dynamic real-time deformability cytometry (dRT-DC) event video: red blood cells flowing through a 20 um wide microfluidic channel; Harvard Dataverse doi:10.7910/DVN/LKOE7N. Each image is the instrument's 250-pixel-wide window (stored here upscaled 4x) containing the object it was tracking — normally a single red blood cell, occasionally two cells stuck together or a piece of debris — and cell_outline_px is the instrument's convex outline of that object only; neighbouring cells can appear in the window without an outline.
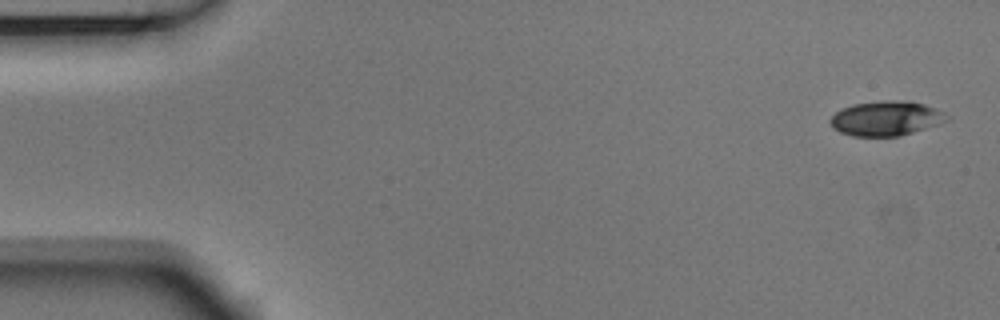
{"species": "Egyptian fruit bat (a non-hibernating species)", "species_latin": "Rousettus aegyptiacus", "temperature_condition": "room temperature", "stored_images_in_passage": 7, "camera_frame_rate_fps": 3000, "um_per_image_px": 0.085, "animal": {"sex": "male"}, "frame": {"image": 1, "passage_image": 1, "time_ms": 0.0, "image_size_px": [1000, 320], "cell_outline_px": [[952, 120], [940, 124], [900, 136], [852, 136], [840, 132], [832, 128], [828, 120], [836, 112], [852, 104], [880, 100], [908, 100], [924, 104], [944, 112], [952, 116]], "centroid_in_image_um": [75.36, 10.06], "position_along_channel_um": 9.6, "area_um2": 23.99}}
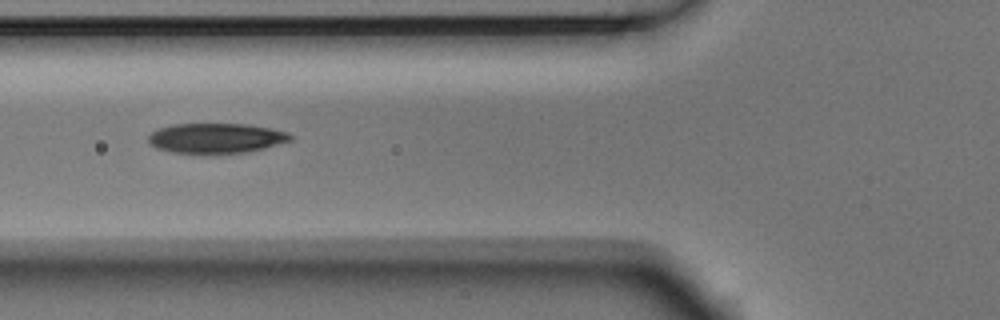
{"frame": {"image": 2, "passage_image": 6, "time_ms": 1.667, "image_size_px": [1000, 320], "cell_outline_px": [[292, 140], [264, 148], [244, 152], [172, 152], [160, 148], [152, 144], [148, 140], [148, 136], [152, 132], [160, 128], [172, 124], [248, 124], [288, 132], [292, 136]], "centroid_in_image_um": [18.39, 11.72], "position_along_channel_um": 107.4, "area_um2": 24.16}}
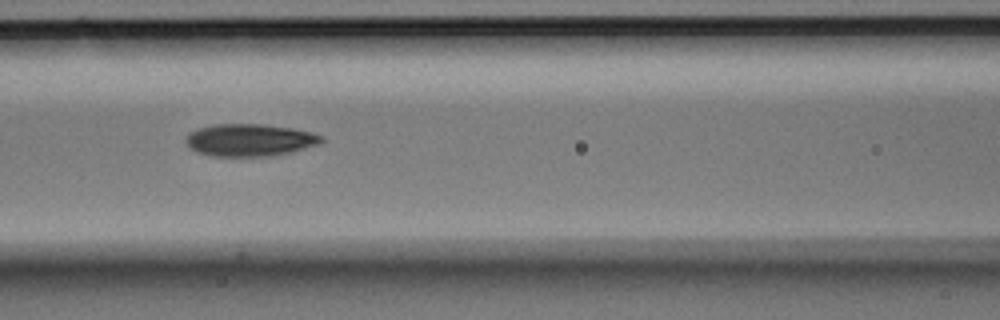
{"frame": {"image": 3, "passage_image": 7, "time_ms": 2.0, "image_size_px": [1000, 320], "cell_outline_px": [[324, 140], [320, 144], [292, 152], [276, 156], [212, 156], [196, 152], [184, 140], [188, 132], [212, 124], [264, 124], [292, 128], [312, 132], [324, 136]], "centroid_in_image_um": [21.26, 11.9], "position_along_channel_um": 145.3, "area_um2": 25.84}}